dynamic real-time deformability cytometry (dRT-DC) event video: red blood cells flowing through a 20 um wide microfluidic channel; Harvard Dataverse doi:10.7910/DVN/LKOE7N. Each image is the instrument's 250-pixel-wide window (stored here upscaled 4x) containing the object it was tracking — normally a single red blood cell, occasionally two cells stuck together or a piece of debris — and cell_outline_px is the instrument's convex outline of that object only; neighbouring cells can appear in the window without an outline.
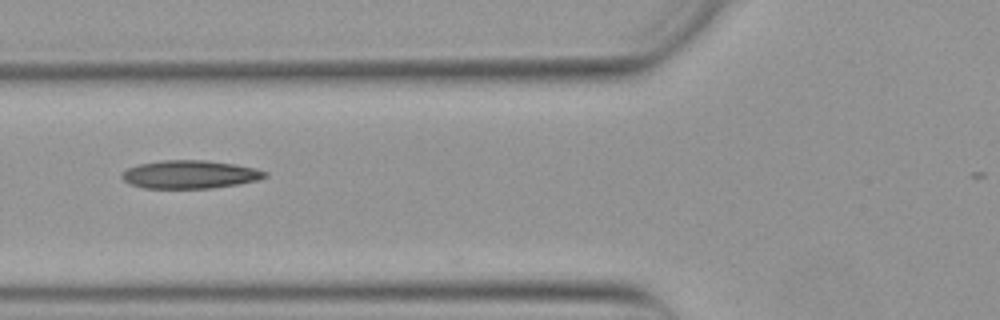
{"species": "Egyptian fruit bat (a non-hibernating species)", "species_latin": "Rousettus aegyptiacus", "temperature_condition": "warm", "stored_images_in_passage": 32, "camera_frame_rate_fps": 3000, "um_per_image_px": 0.085, "animal": {"sex": "female"}, "frame": {"image": 1, "passage_image": 4, "time_ms": 1.0, "image_size_px": [1000, 320], "cell_outline_px": [[268, 176], [256, 180], [240, 184], [212, 188], [144, 188], [132, 184], [124, 180], [120, 176], [120, 172], [128, 168], [140, 164], [160, 160], [208, 160], [236, 164], [256, 168], [268, 172]], "centroid_in_image_um": [16.16, 14.82], "position_along_channel_um": 109.6, "area_um2": 23.64}}
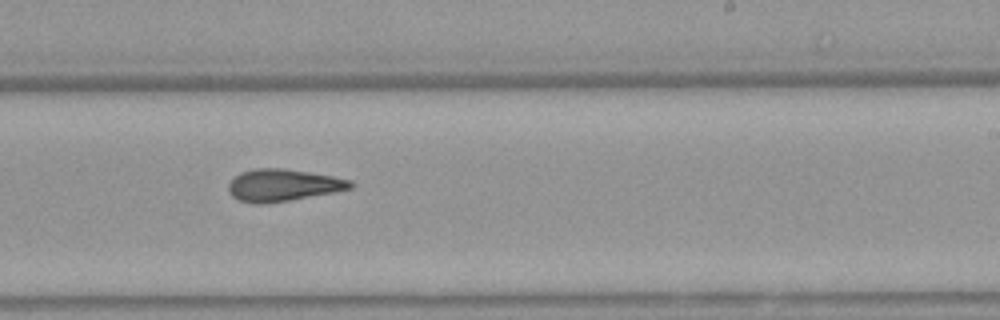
{"frame": {"image": 2, "passage_image": 16, "time_ms": 5.0, "image_size_px": [1000, 320], "cell_outline_px": [[356, 184], [352, 188], [336, 192], [264, 204], [252, 204], [240, 200], [232, 196], [228, 192], [228, 184], [240, 172], [256, 168], [284, 168], [332, 176], [352, 180]], "centroid_in_image_um": [24.07, 15.74], "position_along_channel_um": 264.9, "area_um2": 22.89}}
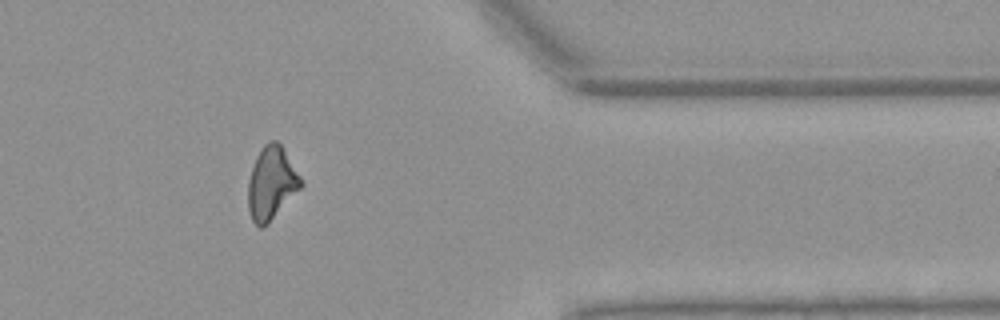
{"frame": {"image": 3, "passage_image": 27, "time_ms": 8.667, "image_size_px": [1000, 320], "cell_outline_px": [[304, 184], [268, 224], [260, 228], [252, 220], [248, 208], [248, 180], [256, 156], [260, 148], [268, 140], [276, 140], [280, 144], [300, 176]], "centroid_in_image_um": [23.06, 15.57], "position_along_channel_um": 388.3, "area_um2": 22.31}, "authors_computed_cell_mechanics": {"area_um2": 22.3108, "velocity_mm_per_s": 3.8851, "shape_relaxation_time_tau1_ms": null, "shape_relaxation_time_tau2_ms": 2.756, "deformation_change_tau1": null, "deformation_change_tau2": 0.1371}}